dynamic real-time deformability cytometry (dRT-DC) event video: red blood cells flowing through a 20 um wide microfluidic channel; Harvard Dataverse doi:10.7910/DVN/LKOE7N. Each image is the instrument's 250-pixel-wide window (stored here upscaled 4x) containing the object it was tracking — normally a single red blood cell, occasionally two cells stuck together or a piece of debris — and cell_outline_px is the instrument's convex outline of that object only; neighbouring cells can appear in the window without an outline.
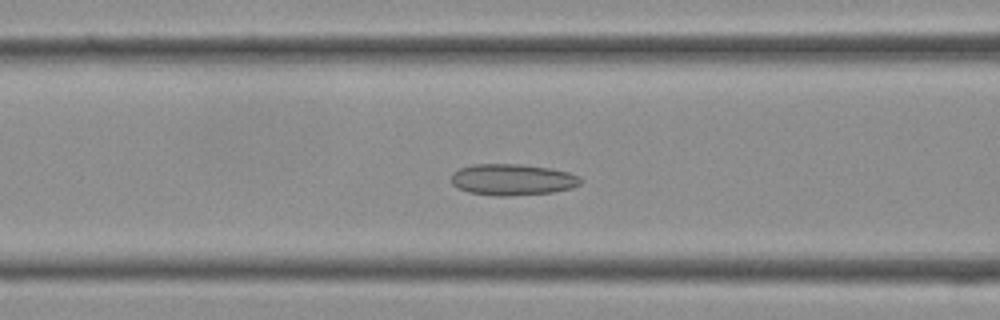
{"species": "Egyptian fruit bat (a non-hibernating species)", "species_latin": "Rousettus aegyptiacus", "temperature_condition": "cold", "stored_images_in_passage": 37, "camera_frame_rate_fps": 3000, "um_per_image_px": 0.085, "frame": {"image": 1, "passage_image": 14, "time_ms": 4.333, "image_size_px": [1000, 320], "cell_outline_px": [[584, 180], [580, 184], [572, 188], [552, 192], [508, 196], [496, 196], [468, 192], [456, 188], [452, 184], [452, 172], [460, 168], [472, 164], [524, 164], [548, 168], [568, 172], [580, 176]], "centroid_in_image_um": [43.55, 15.26], "position_along_channel_um": 123.0, "area_um2": 23.81}}
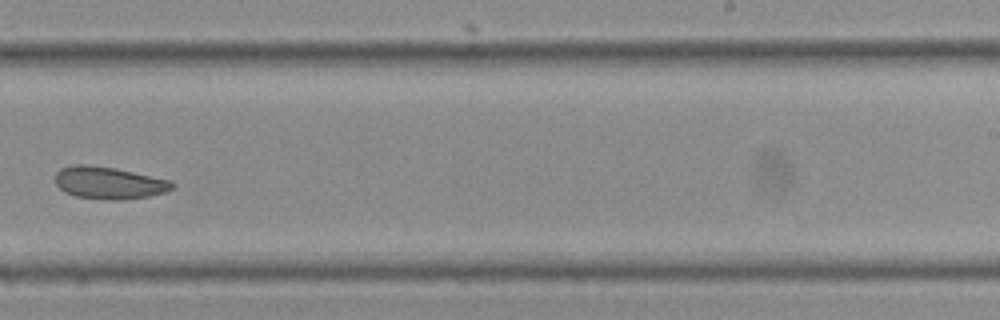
{"frame": {"image": 2, "passage_image": 23, "time_ms": 7.333, "image_size_px": [1000, 320], "cell_outline_px": [[176, 184], [168, 192], [148, 196], [124, 200], [100, 200], [76, 196], [64, 192], [56, 184], [56, 172], [60, 168], [72, 164], [84, 164], [116, 168], [168, 180]], "centroid_in_image_um": [9.24, 15.55], "position_along_channel_um": 279.8, "area_um2": 22.14}}
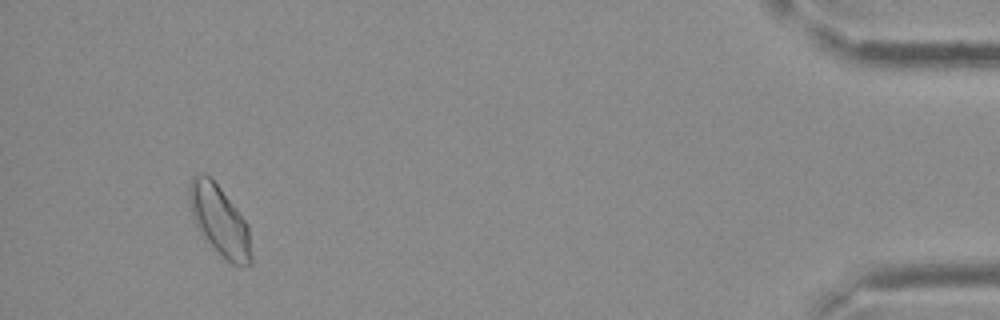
{"frame": {"image": 3, "passage_image": 35, "time_ms": 11.333, "image_size_px": [1000, 320], "cell_outline_px": [[252, 264], [232, 264], [200, 232], [192, 216], [188, 192], [188, 188], [192, 176], [196, 172], [208, 176], [220, 188], [248, 224], [252, 256]], "centroid_in_image_um": [18.66, 18.71], "position_along_channel_um": 416.5, "area_um2": 24.57}}